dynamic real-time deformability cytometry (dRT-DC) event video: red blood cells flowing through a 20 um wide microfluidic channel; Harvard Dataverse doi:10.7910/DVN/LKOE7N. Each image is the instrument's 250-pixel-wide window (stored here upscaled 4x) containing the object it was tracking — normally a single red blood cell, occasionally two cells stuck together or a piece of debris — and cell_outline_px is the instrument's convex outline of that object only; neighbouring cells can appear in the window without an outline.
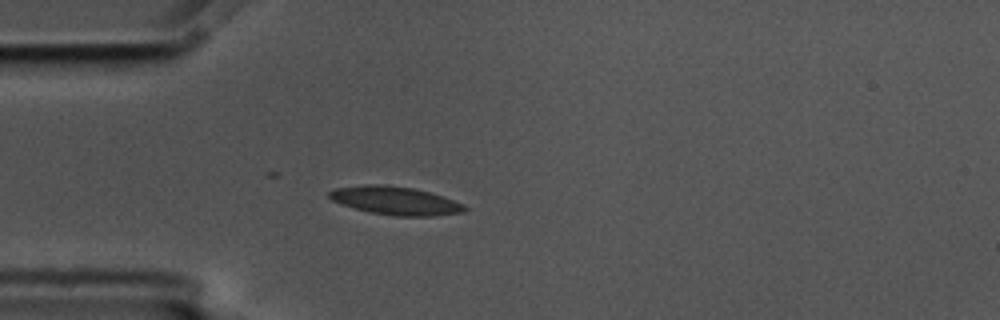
{"species": "common noctule bat (a hibernating species)", "species_latin": "Nyctalus noctula", "temperature_condition": "cold", "stored_images_in_passage": 4, "camera_frame_rate_fps": 3000, "um_per_image_px": 0.085, "animal": {"sex": "male", "body_mass_g": 17.5, "forearm_length_mm": 52.3}, "frame": {"image": 1, "passage_image": 3, "time_ms": 0.667, "image_size_px": [1000, 320], "cell_outline_px": [[468, 208], [464, 212], [432, 216], [396, 216], [372, 212], [356, 208], [332, 200], [328, 196], [328, 192], [336, 188], [364, 184], [380, 184], [412, 188], [444, 196], [464, 204]], "centroid_in_image_um": [33.64, 17.05], "position_along_channel_um": 51.4, "area_um2": 22.08}}